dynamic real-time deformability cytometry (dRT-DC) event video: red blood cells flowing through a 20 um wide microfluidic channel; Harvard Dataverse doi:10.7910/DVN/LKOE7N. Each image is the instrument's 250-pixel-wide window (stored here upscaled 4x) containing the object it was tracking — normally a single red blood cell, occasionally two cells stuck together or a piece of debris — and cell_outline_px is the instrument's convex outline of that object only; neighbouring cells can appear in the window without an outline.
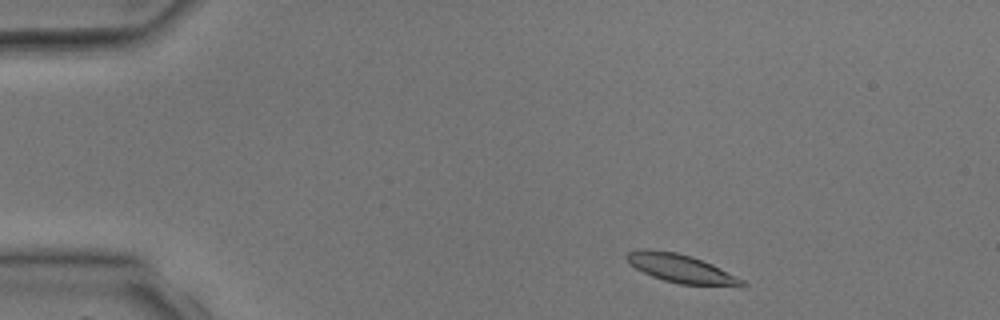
{"species": "common noctule bat (a hibernating species)", "species_latin": "Nyctalus noctula", "temperature_condition": "room temperature", "stored_images_in_passage": 2, "camera_frame_rate_fps": 3000, "um_per_image_px": 0.085, "animal": {"sex": "male", "body_mass_g": 17.9, "forearm_length_mm": 54.2}, "frame": {"image": 1, "passage_image": 1, "time_ms": 0.0, "image_size_px": [1000, 320], "cell_outline_px": [[748, 284], [744, 288], [740, 288], [680, 284], [664, 280], [652, 276], [636, 268], [624, 256], [628, 252], [644, 248], [648, 248], [676, 252], [692, 256], [712, 264], [744, 280]], "centroid_in_image_um": [57.98, 22.85], "position_along_channel_um": 27.0, "area_um2": 19.48}}